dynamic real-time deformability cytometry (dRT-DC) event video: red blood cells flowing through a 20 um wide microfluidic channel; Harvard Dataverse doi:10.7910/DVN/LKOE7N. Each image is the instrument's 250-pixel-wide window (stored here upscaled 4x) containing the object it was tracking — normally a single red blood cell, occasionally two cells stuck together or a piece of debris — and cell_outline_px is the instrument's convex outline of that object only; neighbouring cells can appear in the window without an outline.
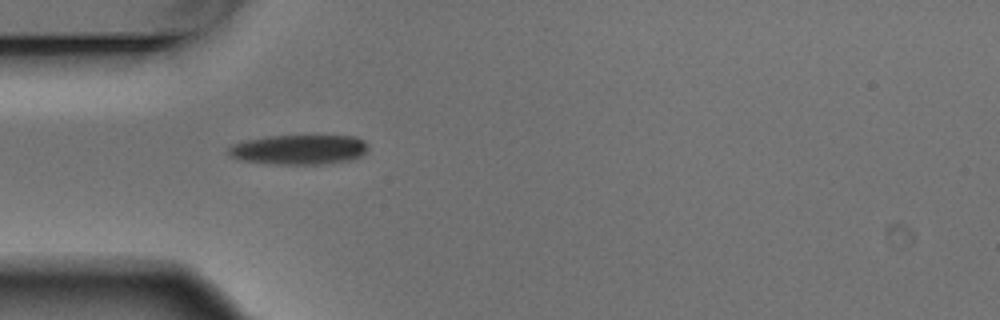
{"species": "Egyptian fruit bat (a non-hibernating species)", "species_latin": "Rousettus aegyptiacus", "temperature_condition": "warm", "stored_images_in_passage": 1, "camera_frame_rate_fps": 3000, "um_per_image_px": 0.085, "animal": {"sex": "male"}, "frame": {"image": 1, "passage_image": 1, "time_ms": 0.0, "image_size_px": [1000, 320], "cell_outline_px": [[368, 148], [360, 156], [352, 160], [320, 164], [272, 164], [240, 160], [232, 156], [228, 152], [228, 148], [232, 144], [248, 140], [268, 136], [356, 136], [364, 140]], "centroid_in_image_um": [25.42, 12.72], "position_along_channel_um": 59.6, "area_um2": 24.1}}